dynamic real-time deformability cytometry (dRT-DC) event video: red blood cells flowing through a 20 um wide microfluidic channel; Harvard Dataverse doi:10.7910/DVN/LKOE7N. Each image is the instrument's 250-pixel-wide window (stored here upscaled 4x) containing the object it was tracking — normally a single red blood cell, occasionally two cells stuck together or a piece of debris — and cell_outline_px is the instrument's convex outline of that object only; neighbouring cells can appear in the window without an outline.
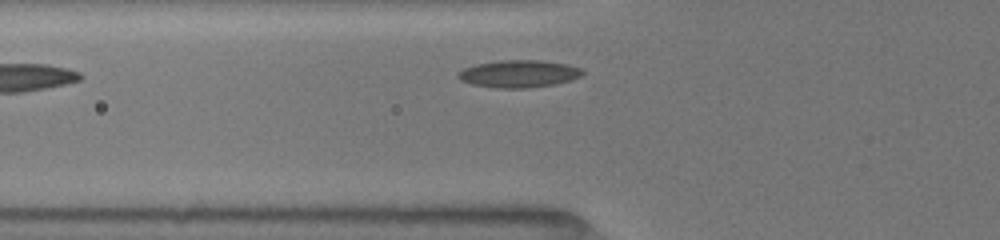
{"species": "common noctule bat (a hibernating species)", "species_latin": "Nyctalus noctula", "temperature_condition": "room temperature", "stored_images_in_passage": 10, "camera_frame_rate_fps": 3000, "um_per_image_px": 0.085, "animal": {"sex": "female", "body_mass_g": 19.5, "forearm_length_mm": 54.1}, "frame": {"image": 1, "passage_image": 2, "time_ms": 0.333, "image_size_px": [1000, 240], "cell_outline_px": [[584, 72], [580, 76], [568, 80], [552, 84], [528, 88], [500, 88], [472, 84], [460, 80], [456, 76], [456, 72], [464, 68], [476, 64], [500, 60], [540, 60], [568, 64], [580, 68]], "centroid_in_image_um": [44.05, 6.26], "position_along_channel_um": 81.8, "area_um2": 19.71}}
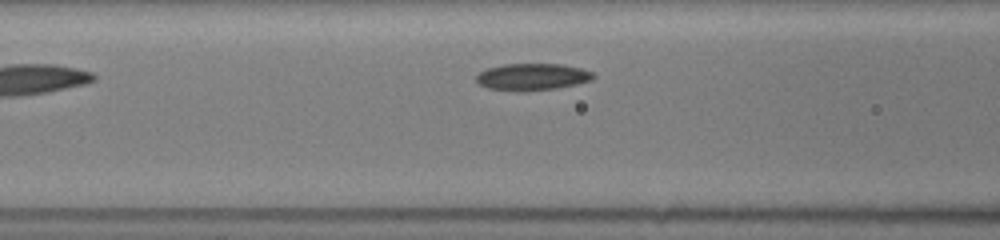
{"frame": {"image": 2, "passage_image": 4, "time_ms": 1.333, "image_size_px": [1000, 240], "cell_outline_px": [[596, 76], [592, 80], [576, 84], [556, 88], [524, 92], [520, 92], [488, 88], [480, 84], [476, 80], [476, 76], [480, 72], [488, 68], [504, 64], [560, 64], [580, 68], [592, 72]], "centroid_in_image_um": [45.25, 6.54], "position_along_channel_um": 121.4, "area_um2": 18.32}}
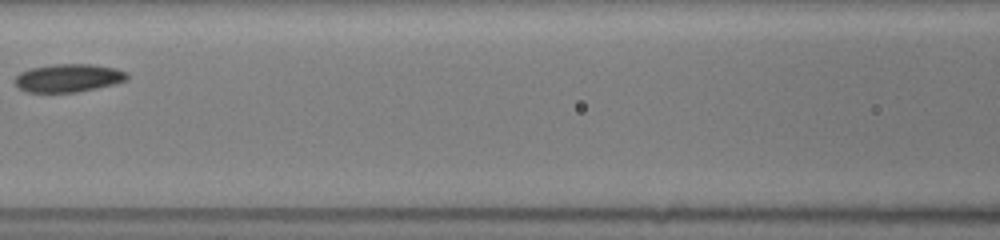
{"frame": {"image": 3, "passage_image": 6, "time_ms": 2.333, "image_size_px": [1000, 240], "cell_outline_px": [[128, 80], [96, 88], [76, 92], [24, 92], [16, 88], [12, 80], [20, 72], [32, 68], [52, 64], [88, 64], [116, 68], [128, 72]], "centroid_in_image_um": [5.76, 6.63], "position_along_channel_um": 160.8, "area_um2": 18.55}}